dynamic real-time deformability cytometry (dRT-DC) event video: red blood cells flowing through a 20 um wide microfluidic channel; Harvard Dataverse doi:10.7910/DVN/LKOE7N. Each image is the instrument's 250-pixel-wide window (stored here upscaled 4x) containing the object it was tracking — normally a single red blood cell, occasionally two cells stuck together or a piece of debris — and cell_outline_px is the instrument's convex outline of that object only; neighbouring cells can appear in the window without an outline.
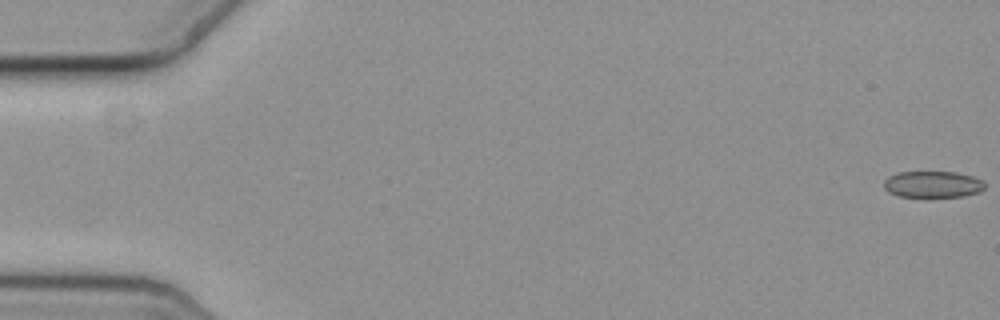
{"species": "common noctule bat (a hibernating species)", "species_latin": "Nyctalus noctula", "temperature_condition": "cold", "stored_images_in_passage": 17, "camera_frame_rate_fps": 3000, "um_per_image_px": 0.085, "animal": {"sex": "female", "body_mass_g": 19.3, "forearm_length_mm": 54.1}, "frame": {"image": 1, "passage_image": 1, "time_ms": 0.0, "image_size_px": [1000, 320], "cell_outline_px": [[984, 188], [980, 192], [964, 196], [900, 196], [888, 192], [884, 188], [884, 180], [888, 176], [900, 172], [956, 172], [972, 176], [980, 180], [984, 184]], "centroid_in_image_um": [79.26, 15.66], "position_along_channel_um": 5.7, "area_um2": 15.37}}
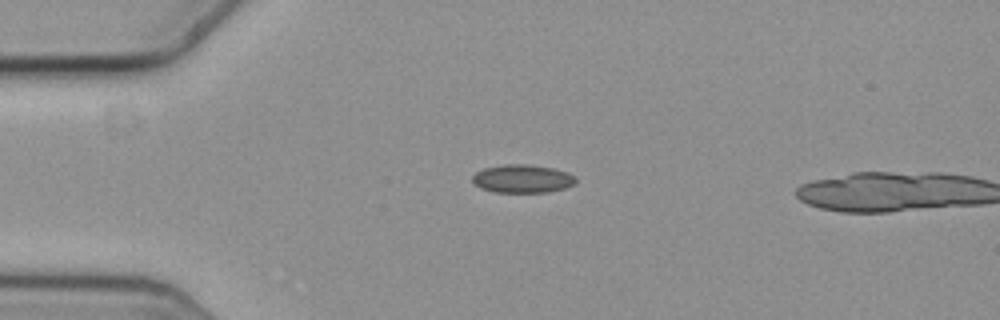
{"frame": {"image": 2, "passage_image": 15, "time_ms": 4.667, "image_size_px": [1000, 320], "cell_outline_px": [[576, 184], [564, 188], [548, 192], [496, 192], [480, 188], [472, 184], [472, 176], [476, 172], [484, 168], [504, 164], [528, 164], [552, 168], [568, 172], [576, 176]], "centroid_in_image_um": [44.4, 15.19], "position_along_channel_um": 40.6, "area_um2": 17.17}}